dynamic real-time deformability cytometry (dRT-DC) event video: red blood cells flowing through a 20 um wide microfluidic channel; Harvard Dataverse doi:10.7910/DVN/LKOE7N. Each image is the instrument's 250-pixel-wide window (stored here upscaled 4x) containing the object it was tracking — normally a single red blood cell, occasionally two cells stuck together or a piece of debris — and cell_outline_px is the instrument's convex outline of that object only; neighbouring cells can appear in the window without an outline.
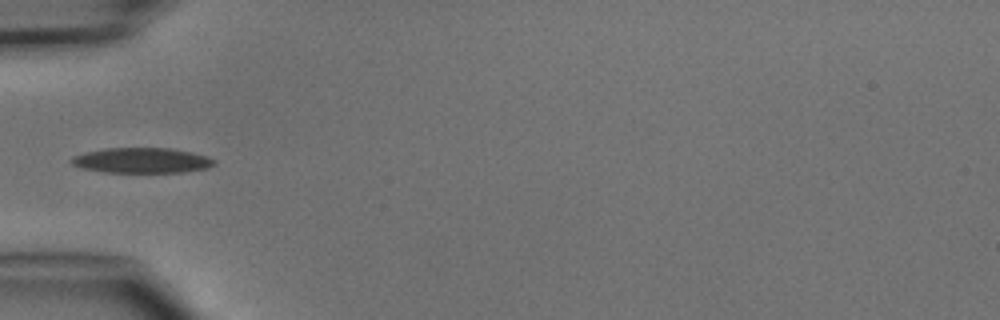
{"species": "common noctule bat (a hibernating species)", "species_latin": "Nyctalus noctula", "temperature_condition": "cold", "stored_images_in_passage": 4, "camera_frame_rate_fps": 3000, "um_per_image_px": 0.085, "animal": {"sex": "male", "body_mass_g": 15.6}, "frame": {"image": 1, "passage_image": 3, "time_ms": 3.333, "image_size_px": [1000, 320], "cell_outline_px": [[216, 164], [208, 168], [184, 172], [104, 172], [84, 168], [72, 164], [68, 160], [72, 156], [84, 152], [104, 148], [168, 148], [192, 152], [216, 160]], "centroid_in_image_um": [12.03, 13.63], "position_along_channel_um": 73.0, "area_um2": 21.04}}